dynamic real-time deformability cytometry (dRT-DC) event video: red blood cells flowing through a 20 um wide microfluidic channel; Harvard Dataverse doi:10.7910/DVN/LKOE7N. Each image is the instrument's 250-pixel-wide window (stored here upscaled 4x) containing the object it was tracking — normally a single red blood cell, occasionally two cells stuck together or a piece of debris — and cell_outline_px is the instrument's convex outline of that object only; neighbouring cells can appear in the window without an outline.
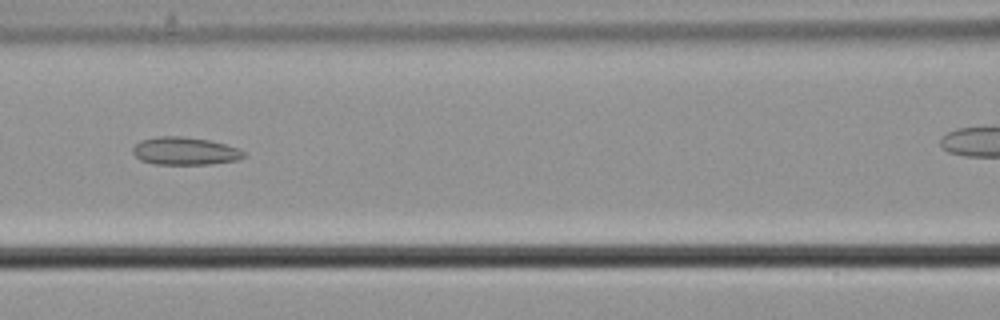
{"species": "common noctule bat (a hibernating species)", "species_latin": "Nyctalus noctula", "temperature_condition": "cold", "stored_images_in_passage": 8, "camera_frame_rate_fps": 3000, "um_per_image_px": 0.085, "animal": {"sex": "male", "body_mass_g": 21.5, "forearm_length_mm": 52.0}, "frame": {"image": 1, "passage_image": 6, "time_ms": 1.667, "image_size_px": [1000, 320], "cell_outline_px": [[248, 152], [244, 156], [236, 160], [212, 164], [152, 164], [140, 160], [132, 152], [132, 148], [140, 140], [160, 136], [180, 136], [208, 140], [240, 148]], "centroid_in_image_um": [15.72, 12.84], "position_along_channel_um": 150.9, "area_um2": 18.03}}
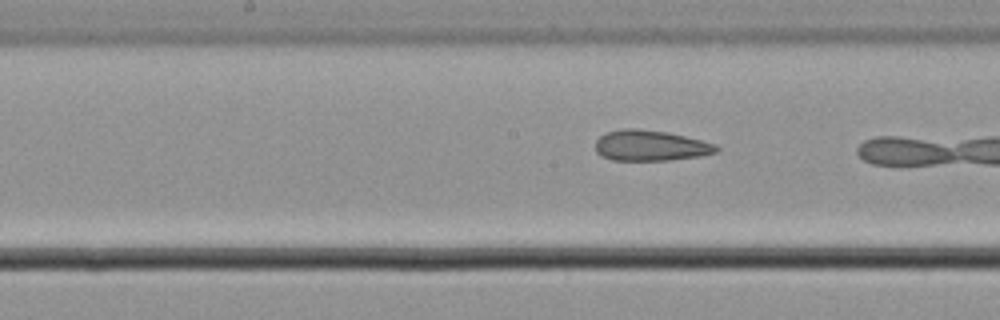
{"frame": {"image": 2, "passage_image": 8, "time_ms": 2.333, "image_size_px": [1000, 320], "cell_outline_px": [[720, 148], [716, 152], [700, 156], [668, 160], [612, 160], [600, 156], [596, 152], [596, 140], [604, 132], [620, 128], [636, 128], [668, 132], [716, 144]], "centroid_in_image_um": [55.25, 12.36], "position_along_channel_um": 193.0, "area_um2": 21.73}}